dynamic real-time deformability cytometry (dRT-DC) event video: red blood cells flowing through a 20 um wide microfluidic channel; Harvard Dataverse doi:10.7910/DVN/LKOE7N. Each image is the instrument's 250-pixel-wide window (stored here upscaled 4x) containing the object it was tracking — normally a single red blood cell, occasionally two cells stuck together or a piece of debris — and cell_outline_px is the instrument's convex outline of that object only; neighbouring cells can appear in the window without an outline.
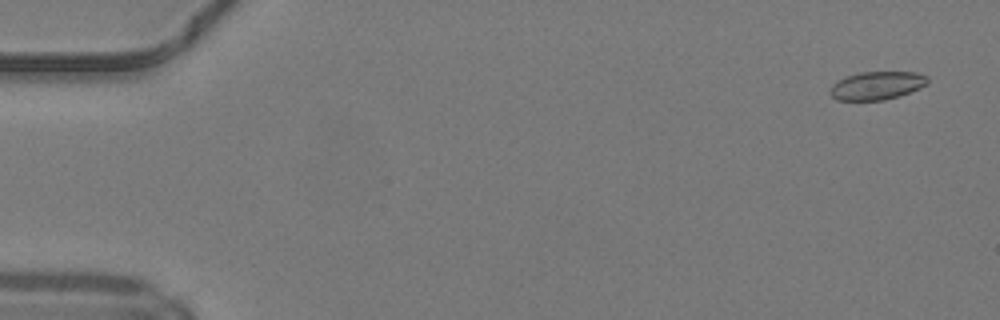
{"species": "common noctule bat (a hibernating species)", "species_latin": "Nyctalus noctula", "temperature_condition": "warm", "stored_images_in_passage": 50, "camera_frame_rate_fps": 3000, "um_per_image_px": 0.085, "animal": {"sex": "male", "body_mass_g": 19.2, "forearm_length_mm": 51.8}, "frame": {"image": 1, "passage_image": 3, "time_ms": 0.667, "image_size_px": [1000, 320], "cell_outline_px": [[928, 84], [920, 88], [884, 100], [836, 100], [828, 92], [832, 84], [836, 80], [860, 72], [916, 72], [928, 76]], "centroid_in_image_um": [74.51, 7.26], "position_along_channel_um": 10.5, "area_um2": 16.01}}
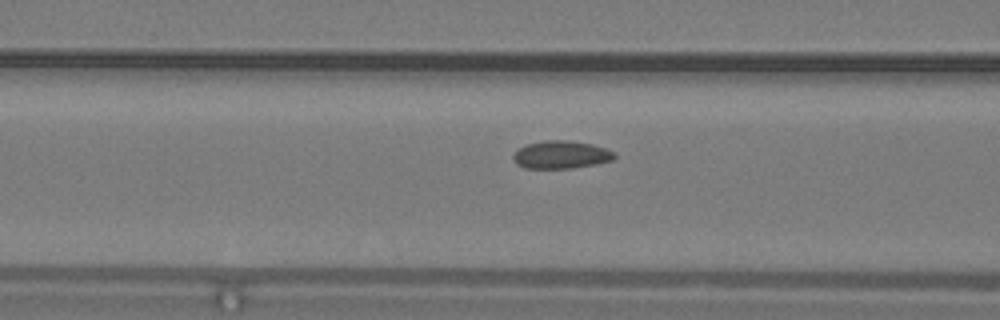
{"frame": {"image": 2, "passage_image": 21, "time_ms": 6.667, "image_size_px": [1000, 320], "cell_outline_px": [[616, 156], [612, 160], [596, 164], [572, 168], [524, 168], [516, 164], [512, 156], [516, 148], [524, 144], [544, 140], [568, 140], [592, 144], [616, 152]], "centroid_in_image_um": [47.65, 13.14], "position_along_channel_um": 119.0, "area_um2": 16.65}}
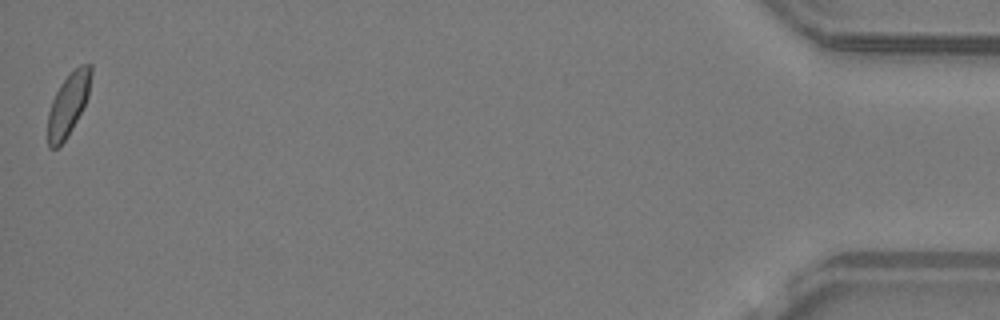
{"frame": {"image": 3, "passage_image": 50, "time_ms": 16.333, "image_size_px": [1000, 320], "cell_outline_px": [[92, 72], [88, 96], [68, 136], [56, 148], [48, 148], [48, 112], [52, 100], [60, 84], [80, 64], [92, 64]], "centroid_in_image_um": [5.79, 8.86], "position_along_channel_um": 429.4, "area_um2": 15.43}, "authors_computed_cell_mechanics": {"area_um2": 16.2418, "velocity_mm_per_s": 4.2058, "shape_relaxation_time_tau1_ms": 5.2114, "shape_relaxation_time_tau2_ms": 1.3953, "deformation_change_tau1": 0.0783, "deformation_change_tau2": 0.0577}}